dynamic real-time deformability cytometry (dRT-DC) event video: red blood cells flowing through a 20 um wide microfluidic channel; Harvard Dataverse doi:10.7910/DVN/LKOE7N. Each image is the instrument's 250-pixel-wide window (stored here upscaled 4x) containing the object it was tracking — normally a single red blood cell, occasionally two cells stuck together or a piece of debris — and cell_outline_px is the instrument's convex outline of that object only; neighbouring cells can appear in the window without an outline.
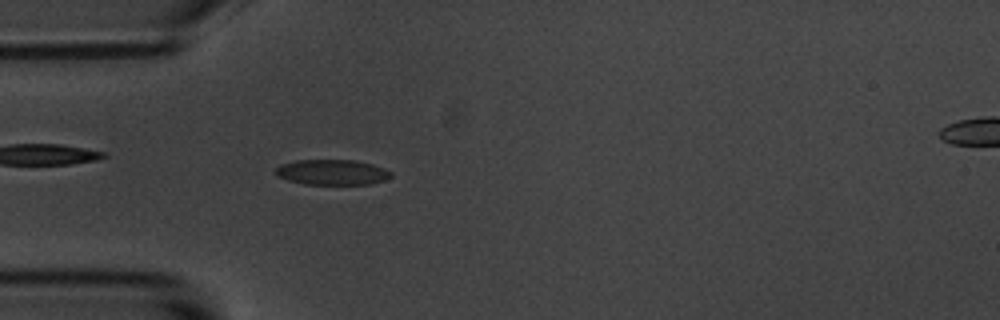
{"species": "common noctule bat (a hibernating species)", "species_latin": "Nyctalus noctula", "temperature_condition": "room temperature", "stored_images_in_passage": 1, "camera_frame_rate_fps": 3000, "um_per_image_px": 0.085, "animal": {"sex": "male", "body_mass_g": 20.1, "forearm_length_mm": 53.5}, "frame": {"image": 1, "passage_image": 1, "time_ms": 0.0, "image_size_px": [1000, 320], "cell_outline_px": [[392, 176], [384, 180], [368, 184], [304, 184], [288, 180], [276, 176], [272, 172], [280, 164], [296, 160], [356, 160], [372, 164], [384, 168], [392, 172]], "centroid_in_image_um": [28.19, 14.63], "position_along_channel_um": 56.8, "area_um2": 17.17}}